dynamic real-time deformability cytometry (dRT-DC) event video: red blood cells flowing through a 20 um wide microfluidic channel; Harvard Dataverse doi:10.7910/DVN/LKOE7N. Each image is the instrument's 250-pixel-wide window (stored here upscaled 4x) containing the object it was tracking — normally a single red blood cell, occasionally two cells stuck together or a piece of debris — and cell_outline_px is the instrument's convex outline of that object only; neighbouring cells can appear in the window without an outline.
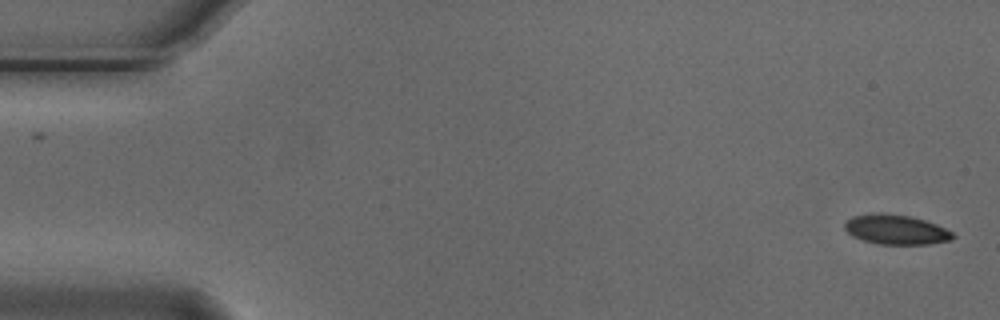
{"species": "Egyptian fruit bat (a non-hibernating species)", "species_latin": "Rousettus aegyptiacus", "temperature_condition": "cold", "stored_images_in_passage": 2, "camera_frame_rate_fps": 3000, "um_per_image_px": 0.085, "animal": {"sex": "male"}, "frame": {"image": 1, "passage_image": 2, "time_ms": 0.333, "image_size_px": [1000, 320], "cell_outline_px": [[956, 236], [952, 240], [928, 244], [880, 244], [864, 240], [852, 236], [844, 228], [844, 224], [852, 216], [872, 212], [884, 212], [912, 216], [936, 224], [952, 232]], "centroid_in_image_um": [76.15, 19.49], "position_along_channel_um": 8.8, "area_um2": 18.9}}